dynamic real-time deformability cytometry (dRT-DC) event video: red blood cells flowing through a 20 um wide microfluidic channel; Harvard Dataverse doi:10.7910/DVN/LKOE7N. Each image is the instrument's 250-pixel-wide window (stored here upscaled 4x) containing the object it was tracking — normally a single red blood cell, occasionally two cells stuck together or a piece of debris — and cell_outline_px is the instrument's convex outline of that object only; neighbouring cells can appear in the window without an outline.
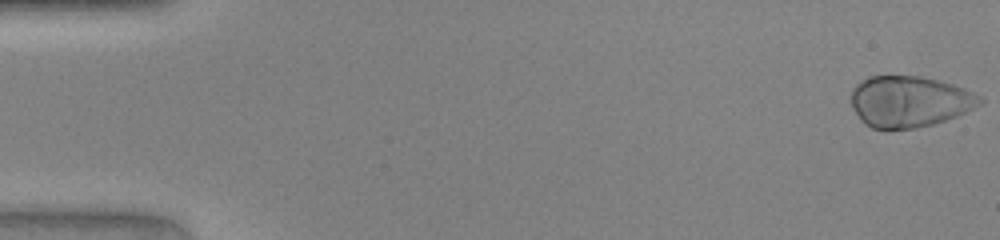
{"species": "human", "species_latin": "Homo sapiens", "temperature_condition": "warm", "stored_images_in_passage": 47, "camera_frame_rate_fps": 3000, "um_per_image_px": 0.085, "donor": {"sex": "female"}, "frame": {"image": 1, "passage_image": 1, "time_ms": 0.0, "image_size_px": [1000, 240], "cell_outline_px": [[984, 100], [980, 104], [956, 116], [932, 124], [916, 128], [888, 132], [872, 128], [864, 124], [860, 120], [852, 104], [852, 88], [860, 80], [868, 76], [920, 76], [952, 84], [964, 88], [980, 96]], "centroid_in_image_um": [77.25, 8.65], "position_along_channel_um": 7.8, "area_um2": 38.67}}
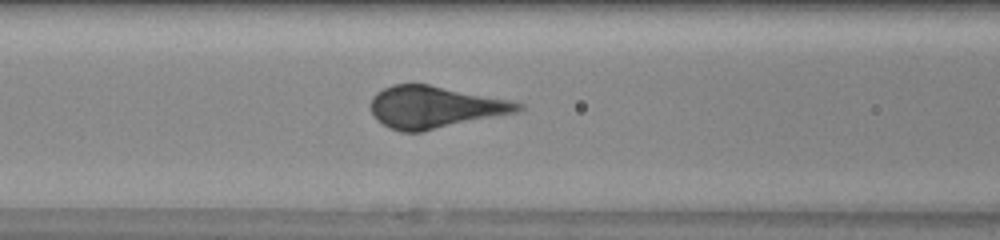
{"frame": {"image": 2, "passage_image": 20, "time_ms": 6.333, "image_size_px": [1000, 240], "cell_outline_px": [[524, 108], [516, 112], [420, 132], [400, 132], [388, 128], [372, 112], [368, 104], [372, 96], [376, 92], [392, 84], [428, 84], [516, 100], [524, 104]], "centroid_in_image_um": [36.97, 9.09], "position_along_channel_um": 129.6, "area_um2": 36.3}}
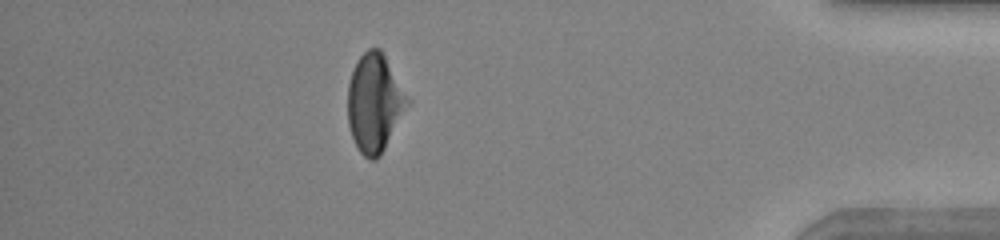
{"frame": {"image": 3, "passage_image": 42, "time_ms": 13.667, "image_size_px": [1000, 240], "cell_outline_px": [[412, 100], [380, 156], [376, 160], [368, 160], [360, 152], [352, 136], [348, 124], [348, 84], [352, 72], [360, 56], [368, 48], [380, 48]], "centroid_in_image_um": [31.87, 8.75], "position_along_channel_um": 403.3, "area_um2": 34.28}}